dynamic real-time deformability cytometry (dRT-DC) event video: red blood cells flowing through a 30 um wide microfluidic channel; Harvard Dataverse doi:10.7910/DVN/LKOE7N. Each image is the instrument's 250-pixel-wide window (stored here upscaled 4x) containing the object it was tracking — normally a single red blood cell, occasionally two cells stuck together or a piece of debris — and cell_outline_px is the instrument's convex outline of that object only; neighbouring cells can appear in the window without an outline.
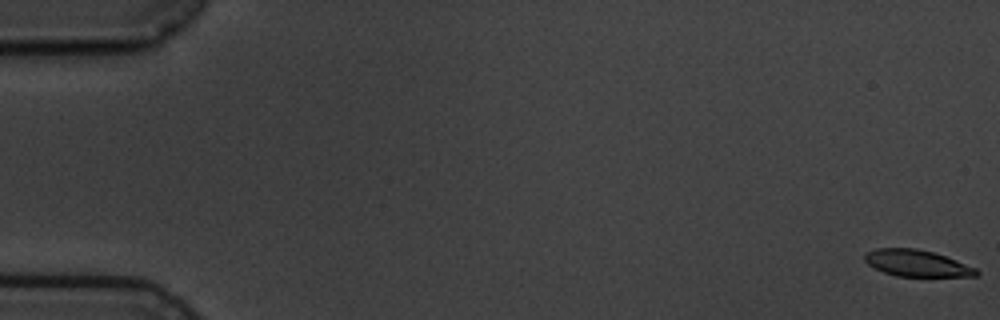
{"species": "common noctule bat (a hibernating species)", "species_latin": "Nyctalus noctula", "temperature_condition": "cold", "stored_images_in_passage": 7, "camera_frame_rate_fps": 3000, "um_per_image_px": 0.085, "animal": {"sex": "male", "body_mass_g": 19.5, "forearm_length_mm": 54.6}, "frame": {"image": 1, "passage_image": 1, "time_ms": 0.0, "image_size_px": [1000, 320], "cell_outline_px": [[980, 272], [976, 276], [896, 276], [884, 272], [868, 264], [864, 260], [864, 252], [876, 248], [916, 248], [932, 252], [956, 260], [976, 268]], "centroid_in_image_um": [77.9, 22.37], "position_along_channel_um": 7.1, "area_um2": 17.17}}
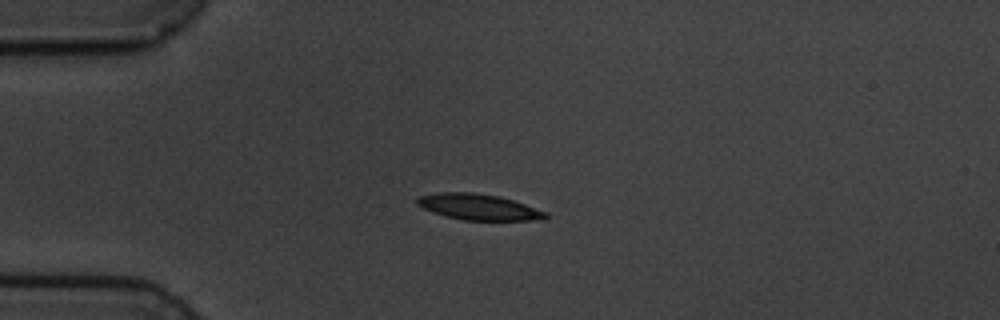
{"frame": {"image": 2, "passage_image": 5, "time_ms": 4.667, "image_size_px": [1000, 320], "cell_outline_px": [[548, 216], [544, 220], [464, 220], [444, 216], [432, 212], [416, 204], [416, 200], [420, 196], [440, 192], [476, 192], [500, 196], [548, 212]], "centroid_in_image_um": [40.69, 17.59], "position_along_channel_um": 44.3, "area_um2": 19.48}}
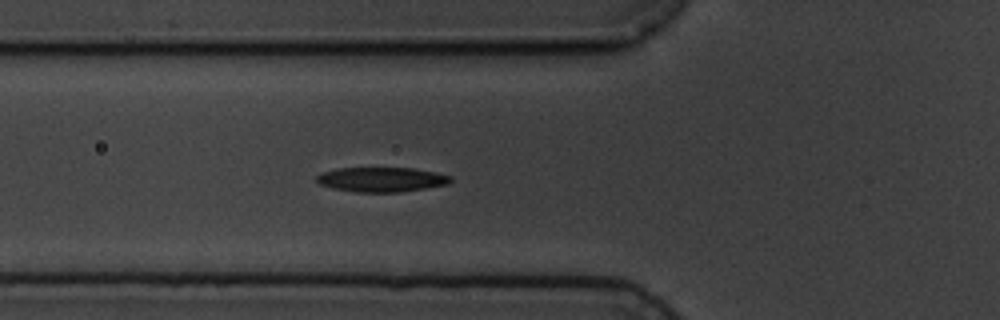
{"frame": {"image": 3, "passage_image": 7, "time_ms": 6.667, "image_size_px": [1000, 320], "cell_outline_px": [[452, 180], [448, 184], [400, 192], [356, 192], [332, 188], [320, 184], [316, 180], [316, 176], [320, 172], [336, 168], [412, 168], [436, 172], [452, 176]], "centroid_in_image_um": [32.41, 15.25], "position_along_channel_um": 93.4, "area_um2": 19.31}}